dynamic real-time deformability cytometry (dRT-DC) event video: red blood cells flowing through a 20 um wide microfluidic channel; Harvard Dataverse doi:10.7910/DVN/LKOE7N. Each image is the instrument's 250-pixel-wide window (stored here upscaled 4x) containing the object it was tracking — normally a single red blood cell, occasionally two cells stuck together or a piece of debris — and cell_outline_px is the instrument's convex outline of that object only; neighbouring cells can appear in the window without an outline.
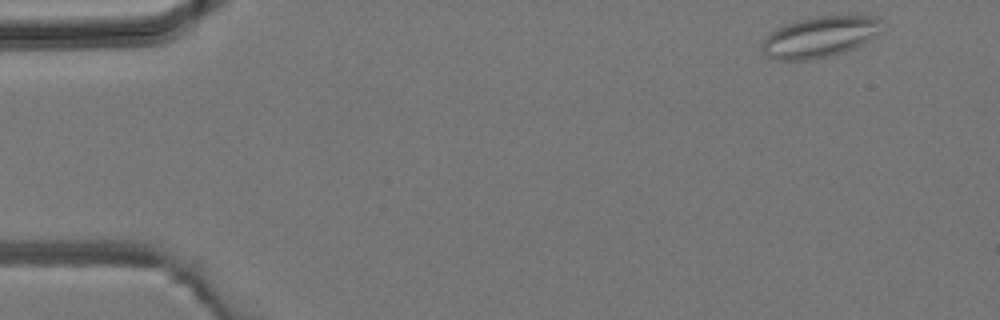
{"species": "common noctule bat (a hibernating species)", "species_latin": "Nyctalus noctula", "temperature_condition": "room temperature", "stored_images_in_passage": 39, "camera_frame_rate_fps": 3000, "um_per_image_px": 0.085, "animal": {"sex": "male", "body_mass_g": 19.2, "forearm_length_mm": 51.8}, "frame": {"image": 1, "passage_image": 1, "time_ms": 0.0, "image_size_px": [1000, 320], "cell_outline_px": [[884, 20], [880, 32], [868, 40], [844, 52], [812, 60], [780, 60], [768, 56], [760, 48], [764, 36], [776, 28], [784, 24], [796, 20], [816, 16], [876, 16]], "centroid_in_image_um": [69.66, 3.12], "position_along_channel_um": 15.3, "area_um2": 28.73}}
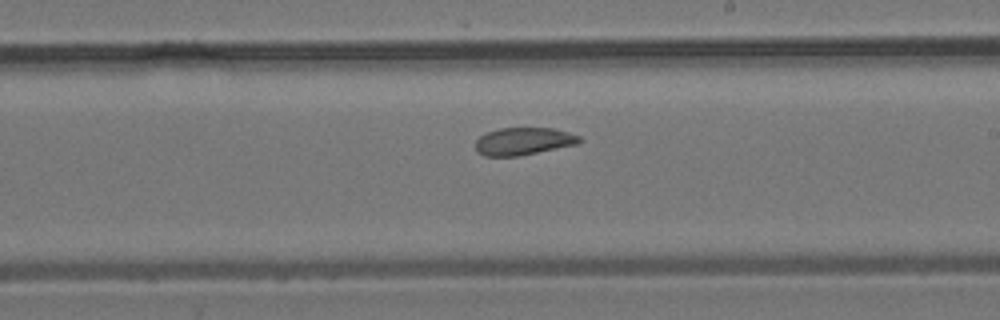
{"frame": {"image": 2, "passage_image": 22, "time_ms": 7.0, "image_size_px": [1000, 320], "cell_outline_px": [[584, 140], [576, 144], [520, 156], [484, 156], [476, 152], [476, 140], [480, 136], [488, 132], [500, 128], [552, 128], [568, 132], [580, 136]], "centroid_in_image_um": [44.49, 12.01], "position_along_channel_um": 244.5, "area_um2": 16.65}}
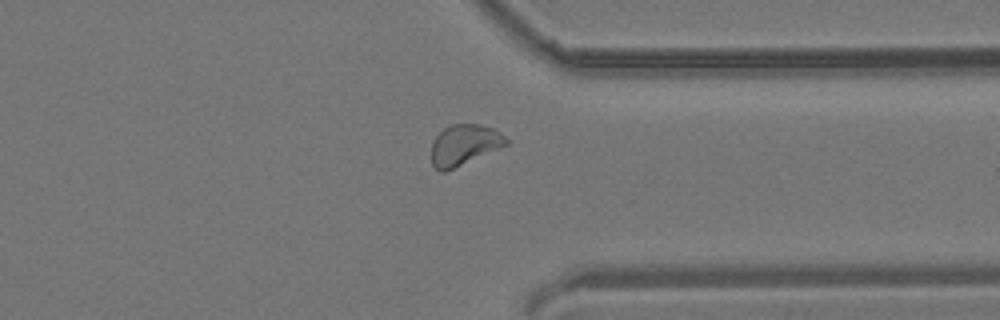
{"frame": {"image": 3, "passage_image": 30, "time_ms": 9.667, "image_size_px": [1000, 320], "cell_outline_px": [[508, 144], [444, 172], [440, 172], [432, 164], [432, 140], [444, 128], [452, 124], [480, 124], [492, 128], [500, 132], [508, 140]], "centroid_in_image_um": [39.44, 12.3], "position_along_channel_um": 372.0, "area_um2": 17.46}}